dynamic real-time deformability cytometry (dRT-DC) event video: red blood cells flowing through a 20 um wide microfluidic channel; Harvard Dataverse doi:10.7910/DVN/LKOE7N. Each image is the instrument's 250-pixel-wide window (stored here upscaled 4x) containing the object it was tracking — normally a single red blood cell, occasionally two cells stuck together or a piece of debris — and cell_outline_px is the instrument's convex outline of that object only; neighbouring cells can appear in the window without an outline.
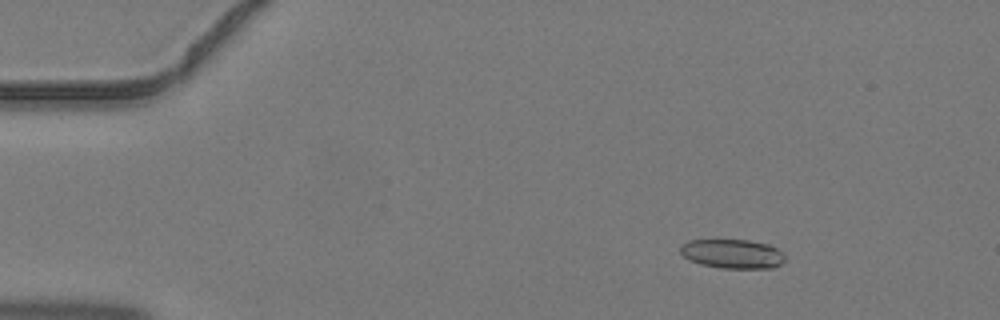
{"species": "common noctule bat (a hibernating species)", "species_latin": "Nyctalus noctula", "temperature_condition": "warm", "stored_images_in_passage": 4, "camera_frame_rate_fps": 3000, "um_per_image_px": 0.085, "animal": {"sex": "male", "body_mass_g": 19.2, "forearm_length_mm": 51.8}, "frame": {"image": 1, "passage_image": 2, "time_ms": 0.333, "image_size_px": [1000, 320], "cell_outline_px": [[784, 260], [780, 264], [772, 268], [720, 268], [700, 264], [688, 260], [680, 252], [680, 244], [688, 240], [748, 240], [768, 244], [784, 252]], "centroid_in_image_um": [62.23, 21.57], "position_along_channel_um": 22.8, "area_um2": 17.92}}
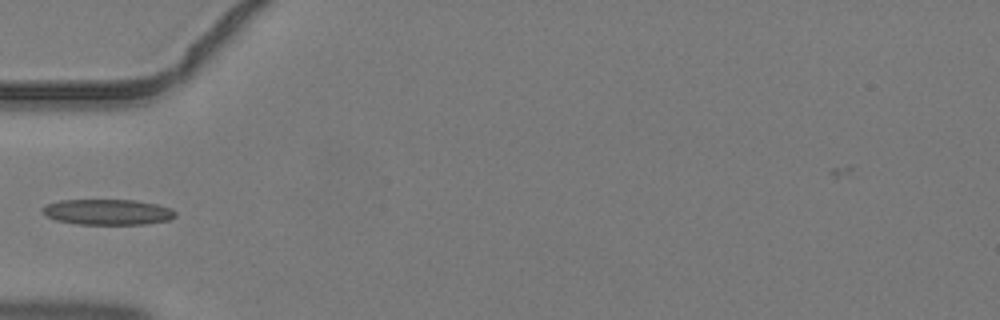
{"frame": {"image": 2, "passage_image": 4, "time_ms": 1.0, "image_size_px": [1000, 320], "cell_outline_px": [[176, 216], [168, 220], [144, 224], [80, 224], [56, 220], [44, 216], [40, 212], [40, 208], [48, 204], [60, 200], [136, 200], [156, 204], [172, 208], [176, 212]], "centroid_in_image_um": [9.12, 18.02], "position_along_channel_um": 75.9, "area_um2": 19.94}}